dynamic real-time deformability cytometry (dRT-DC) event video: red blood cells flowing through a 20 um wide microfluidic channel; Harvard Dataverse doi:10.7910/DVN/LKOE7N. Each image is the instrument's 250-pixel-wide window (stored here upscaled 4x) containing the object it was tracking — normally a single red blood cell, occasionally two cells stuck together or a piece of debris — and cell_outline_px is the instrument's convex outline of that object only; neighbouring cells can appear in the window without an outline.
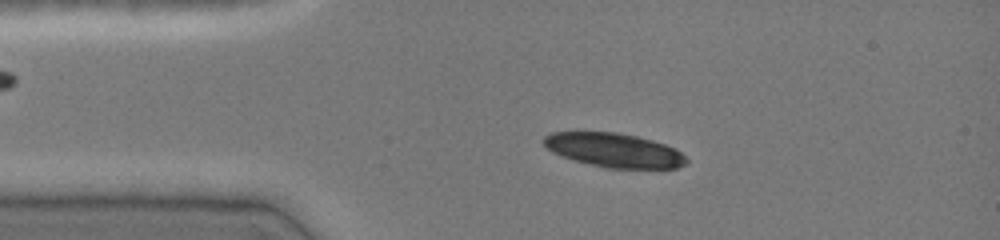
{"species": "common noctule bat (a hibernating species)", "species_latin": "Nyctalus noctula", "temperature_condition": "cold", "stored_images_in_passage": 46, "camera_frame_rate_fps": 3000, "um_per_image_px": 0.085, "animal": {"sex": "female", "body_mass_g": 19.0, "forearm_length_mm": 51.5}, "frame": {"image": 1, "passage_image": 9, "time_ms": 2.667, "image_size_px": [1000, 240], "cell_outline_px": [[688, 160], [684, 164], [676, 168], [608, 168], [576, 160], [552, 152], [540, 140], [544, 136], [552, 132], [616, 132], [636, 136], [652, 140], [676, 148]], "centroid_in_image_um": [52.19, 12.75], "position_along_channel_um": 32.8, "area_um2": 28.03}}